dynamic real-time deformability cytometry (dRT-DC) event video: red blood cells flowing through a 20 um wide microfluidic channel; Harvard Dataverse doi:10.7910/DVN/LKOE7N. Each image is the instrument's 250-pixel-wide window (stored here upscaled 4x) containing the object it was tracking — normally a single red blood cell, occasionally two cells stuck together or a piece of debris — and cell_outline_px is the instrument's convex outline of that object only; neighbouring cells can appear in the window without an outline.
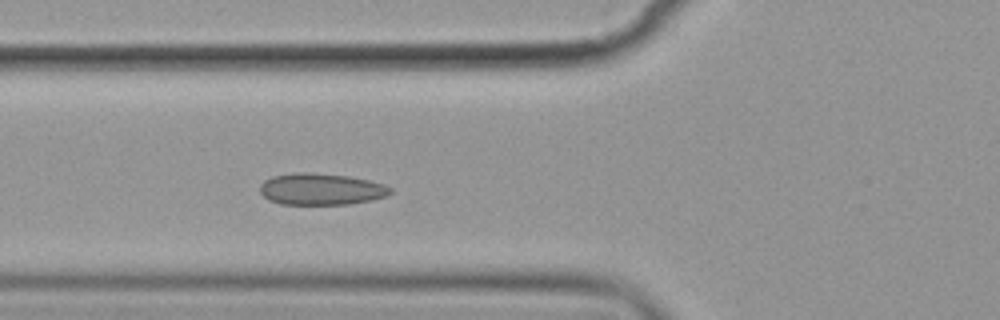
{"species": "common noctule bat (a hibernating species)", "species_latin": "Nyctalus noctula", "temperature_condition": "cold", "stored_images_in_passage": 5, "camera_frame_rate_fps": 3000, "um_per_image_px": 0.085, "animal": {"sex": "female", "body_mass_g": 19.9}, "frame": {"image": 1, "passage_image": 5, "time_ms": 4.667, "image_size_px": [1000, 320], "cell_outline_px": [[392, 192], [388, 196], [372, 200], [348, 204], [280, 204], [268, 200], [260, 192], [260, 184], [264, 180], [272, 176], [292, 172], [312, 172], [348, 176], [368, 180], [384, 184], [392, 188]], "centroid_in_image_um": [27.28, 16.07], "position_along_channel_um": 98.5, "area_um2": 24.28}}